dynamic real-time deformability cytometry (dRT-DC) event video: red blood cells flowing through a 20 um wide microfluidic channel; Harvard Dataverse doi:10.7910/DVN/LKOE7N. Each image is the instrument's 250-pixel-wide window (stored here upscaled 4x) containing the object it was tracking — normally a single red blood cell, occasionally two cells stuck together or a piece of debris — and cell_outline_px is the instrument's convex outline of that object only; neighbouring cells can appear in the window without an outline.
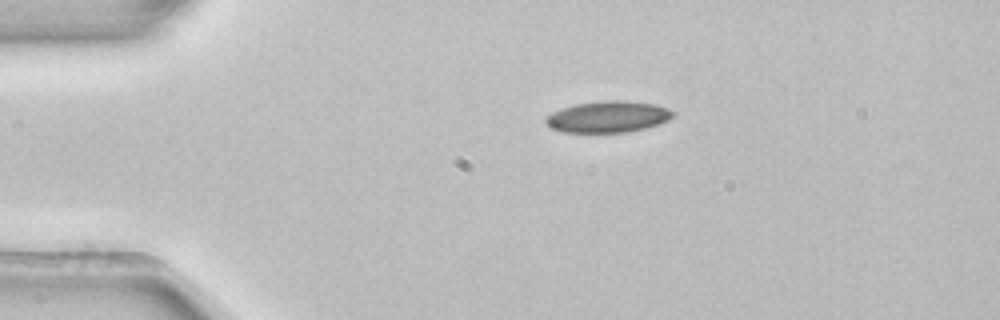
{"species": "common noctule bat (a hibernating species)", "species_latin": "Nyctalus noctula", "temperature_condition": "room temperature", "stored_images_in_passage": 1, "camera_frame_rate_fps": 3000, "um_per_image_px": 0.085, "animal": {"sex": "female", "body_mass_g": 22.7, "forearm_length_mm": 54.2}, "frame": {"image": 1, "passage_image": 1, "time_ms": 0.0, "image_size_px": [1000, 320], "cell_outline_px": [[676, 112], [668, 120], [660, 124], [628, 132], [564, 132], [552, 128], [544, 120], [552, 112], [560, 108], [576, 104], [608, 100], [624, 100], [656, 104], [668, 108]], "centroid_in_image_um": [51.71, 9.92], "position_along_channel_um": 33.3, "area_um2": 23.24}}